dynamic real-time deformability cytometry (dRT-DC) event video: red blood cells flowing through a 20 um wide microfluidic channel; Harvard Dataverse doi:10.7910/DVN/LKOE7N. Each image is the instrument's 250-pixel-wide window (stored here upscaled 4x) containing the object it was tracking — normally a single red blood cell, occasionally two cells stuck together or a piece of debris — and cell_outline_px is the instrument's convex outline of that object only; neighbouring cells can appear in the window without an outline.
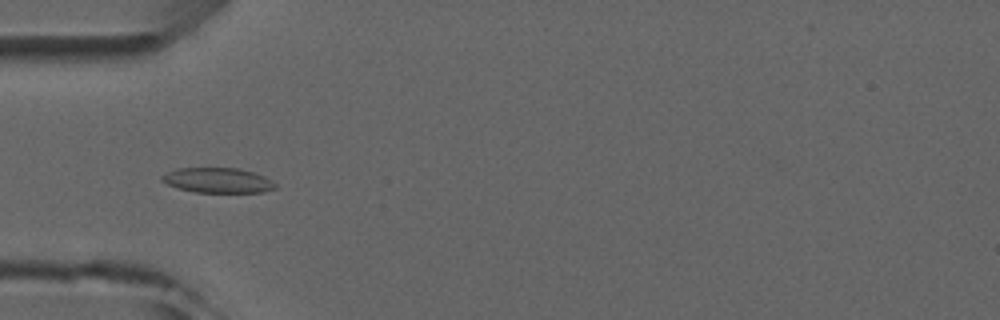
{"species": "common noctule bat (a hibernating species)", "species_latin": "Nyctalus noctula", "temperature_condition": "room temperature", "stored_images_in_passage": 3, "camera_frame_rate_fps": 3000, "um_per_image_px": 0.085, "animal": {"sex": "male", "forearm_length_mm": 52.5}, "frame": {"image": 1, "passage_image": 3, "time_ms": 2.333, "image_size_px": [1000, 320], "cell_outline_px": [[276, 188], [264, 192], [196, 192], [176, 188], [160, 180], [160, 176], [176, 168], [240, 168], [264, 176], [276, 184]], "centroid_in_image_um": [18.49, 15.32], "position_along_channel_um": 66.5, "area_um2": 16.53}}